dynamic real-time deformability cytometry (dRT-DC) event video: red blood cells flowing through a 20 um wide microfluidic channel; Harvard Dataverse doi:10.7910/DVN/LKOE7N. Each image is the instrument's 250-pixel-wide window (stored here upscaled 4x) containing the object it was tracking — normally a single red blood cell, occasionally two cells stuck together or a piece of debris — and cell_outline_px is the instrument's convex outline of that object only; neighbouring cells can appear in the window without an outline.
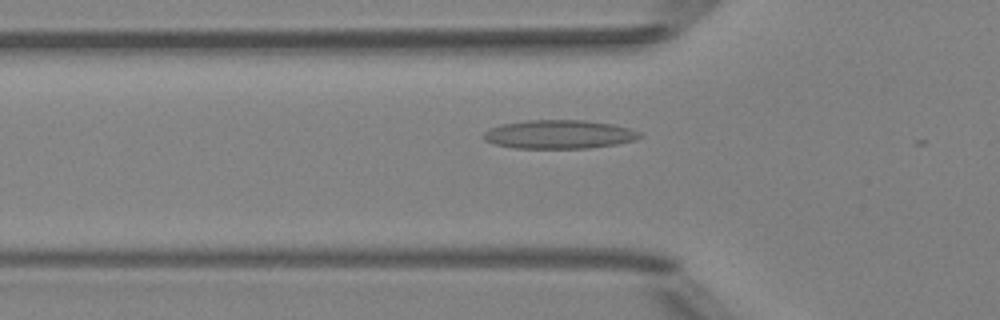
{"species": "Egyptian fruit bat (a non-hibernating species)", "species_latin": "Rousettus aegyptiacus", "temperature_condition": "room temperature", "stored_images_in_passage": 16, "camera_frame_rate_fps": 3000, "um_per_image_px": 0.085, "animal": {"sex": "female"}, "frame": {"image": 1, "passage_image": 6, "time_ms": 1.667, "image_size_px": [1000, 320], "cell_outline_px": [[640, 136], [632, 140], [616, 144], [588, 148], [512, 148], [496, 144], [484, 140], [484, 132], [500, 124], [528, 120], [584, 120], [612, 124], [628, 128], [640, 132]], "centroid_in_image_um": [47.49, 11.42], "position_along_channel_um": 78.3, "area_um2": 25.84}}
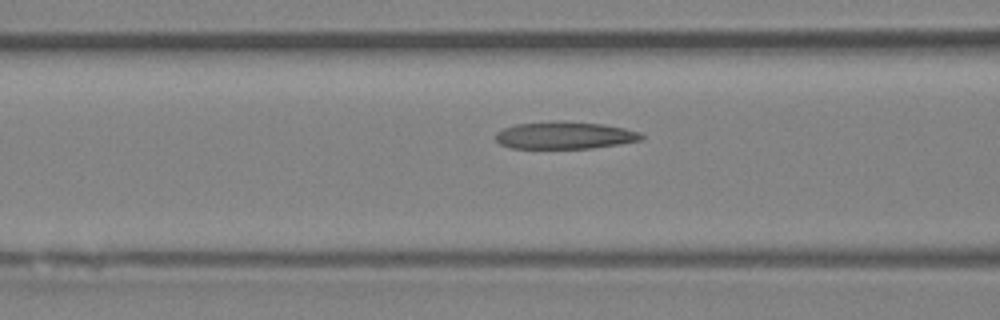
{"frame": {"image": 2, "passage_image": 9, "time_ms": 2.667, "image_size_px": [1000, 320], "cell_outline_px": [[644, 136], [640, 140], [620, 144], [592, 148], [512, 148], [500, 144], [496, 140], [496, 132], [504, 128], [516, 124], [564, 120], [604, 124], [624, 128], [640, 132]], "centroid_in_image_um": [48.01, 11.49], "position_along_channel_um": 118.6, "area_um2": 23.24}}
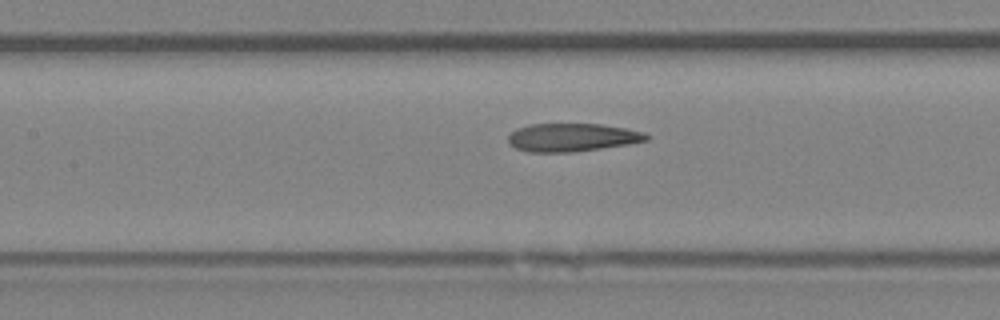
{"frame": {"image": 3, "passage_image": 12, "time_ms": 3.667, "image_size_px": [1000, 320], "cell_outline_px": [[652, 136], [648, 140], [628, 144], [572, 152], [528, 152], [516, 148], [508, 140], [508, 136], [516, 128], [528, 124], [600, 124], [624, 128], [644, 132]], "centroid_in_image_um": [48.64, 11.67], "position_along_channel_um": 158.8, "area_um2": 22.6}}